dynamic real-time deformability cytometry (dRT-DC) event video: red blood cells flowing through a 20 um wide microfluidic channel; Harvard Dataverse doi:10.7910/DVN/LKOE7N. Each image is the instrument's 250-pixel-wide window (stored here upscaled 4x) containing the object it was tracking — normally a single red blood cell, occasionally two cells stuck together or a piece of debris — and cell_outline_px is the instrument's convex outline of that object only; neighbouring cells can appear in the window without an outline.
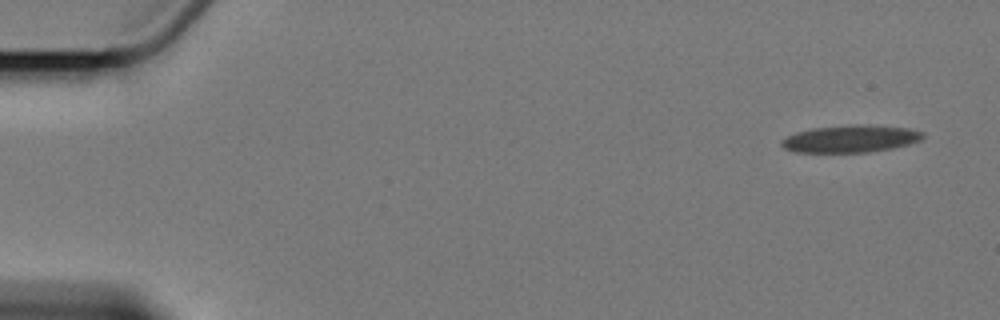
{"species": "Egyptian fruit bat (a non-hibernating species)", "species_latin": "Rousettus aegyptiacus", "temperature_condition": "cold", "stored_images_in_passage": 5, "segment_of_instrument_passage": [1, 2], "camera_frame_rate_fps": 3000, "um_per_image_px": 0.085, "animal": {"sex": "female"}, "frame": {"image": 1, "passage_image": 1, "time_ms": 0.0, "image_size_px": [1000, 320], "cell_outline_px": [[924, 136], [920, 140], [908, 144], [892, 148], [868, 152], [796, 152], [784, 148], [780, 144], [780, 140], [784, 136], [796, 132], [812, 128], [848, 124], [868, 124], [912, 128], [924, 132]], "centroid_in_image_um": [72.28, 11.77], "position_along_channel_um": 12.7, "area_um2": 22.83}}